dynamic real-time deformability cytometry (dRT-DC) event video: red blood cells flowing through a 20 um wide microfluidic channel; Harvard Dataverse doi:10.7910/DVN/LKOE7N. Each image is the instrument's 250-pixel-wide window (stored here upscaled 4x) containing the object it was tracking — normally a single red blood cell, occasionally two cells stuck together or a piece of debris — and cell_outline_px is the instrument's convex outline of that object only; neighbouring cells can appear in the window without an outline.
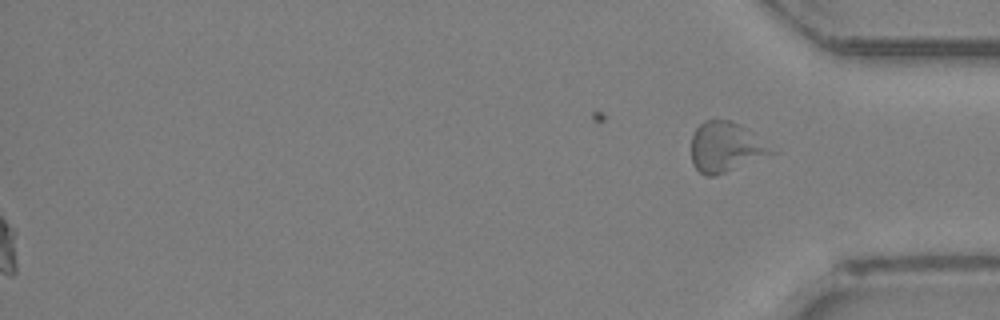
{"species": "Egyptian fruit bat (a non-hibernating species)", "species_latin": "Rousettus aegyptiacus", "temperature_condition": "room temperature", "stored_images_in_passage": 33, "segment_of_instrument_passage": [2, 2], "camera_frame_rate_fps": 3000, "um_per_image_px": 0.085, "animal": {"sex": "female"}, "frame": {"image": 1, "passage_image": 33, "time_ms": 10.667, "image_size_px": [1000, 320], "cell_outline_px": [[780, 148], [776, 152], [724, 172], [712, 176], [704, 176], [692, 164], [692, 136], [696, 128], [704, 120], [728, 120], [740, 124]], "centroid_in_image_um": [61.75, 12.48], "position_along_channel_um": 373.5, "area_um2": 23.52}}